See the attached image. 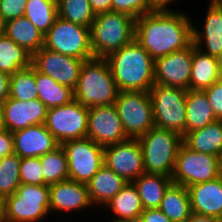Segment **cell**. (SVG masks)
Masks as SVG:
<instances>
[{"mask_svg": "<svg viewBox=\"0 0 222 222\" xmlns=\"http://www.w3.org/2000/svg\"><path fill=\"white\" fill-rule=\"evenodd\" d=\"M154 10L135 19L134 39L156 60L193 42V18L187 11Z\"/></svg>", "mask_w": 222, "mask_h": 222, "instance_id": "1", "label": "cell"}, {"mask_svg": "<svg viewBox=\"0 0 222 222\" xmlns=\"http://www.w3.org/2000/svg\"><path fill=\"white\" fill-rule=\"evenodd\" d=\"M105 59L119 91H149L155 84V60L135 39Z\"/></svg>", "mask_w": 222, "mask_h": 222, "instance_id": "2", "label": "cell"}, {"mask_svg": "<svg viewBox=\"0 0 222 222\" xmlns=\"http://www.w3.org/2000/svg\"><path fill=\"white\" fill-rule=\"evenodd\" d=\"M118 92L110 66L105 58H92L84 61L74 89L76 101L88 108L113 105Z\"/></svg>", "mask_w": 222, "mask_h": 222, "instance_id": "3", "label": "cell"}, {"mask_svg": "<svg viewBox=\"0 0 222 222\" xmlns=\"http://www.w3.org/2000/svg\"><path fill=\"white\" fill-rule=\"evenodd\" d=\"M90 36L94 58H106L134 39L135 18L114 11L96 14Z\"/></svg>", "mask_w": 222, "mask_h": 222, "instance_id": "4", "label": "cell"}, {"mask_svg": "<svg viewBox=\"0 0 222 222\" xmlns=\"http://www.w3.org/2000/svg\"><path fill=\"white\" fill-rule=\"evenodd\" d=\"M137 139L142 147L145 173L171 177L183 136L172 130L153 127Z\"/></svg>", "mask_w": 222, "mask_h": 222, "instance_id": "5", "label": "cell"}, {"mask_svg": "<svg viewBox=\"0 0 222 222\" xmlns=\"http://www.w3.org/2000/svg\"><path fill=\"white\" fill-rule=\"evenodd\" d=\"M155 127L186 134L187 90L154 84L149 90Z\"/></svg>", "mask_w": 222, "mask_h": 222, "instance_id": "6", "label": "cell"}, {"mask_svg": "<svg viewBox=\"0 0 222 222\" xmlns=\"http://www.w3.org/2000/svg\"><path fill=\"white\" fill-rule=\"evenodd\" d=\"M48 217L49 185L20 184L13 195L6 196L3 222H43Z\"/></svg>", "mask_w": 222, "mask_h": 222, "instance_id": "7", "label": "cell"}, {"mask_svg": "<svg viewBox=\"0 0 222 222\" xmlns=\"http://www.w3.org/2000/svg\"><path fill=\"white\" fill-rule=\"evenodd\" d=\"M43 47L85 61L94 58L90 28L74 24L59 16L44 35Z\"/></svg>", "mask_w": 222, "mask_h": 222, "instance_id": "8", "label": "cell"}, {"mask_svg": "<svg viewBox=\"0 0 222 222\" xmlns=\"http://www.w3.org/2000/svg\"><path fill=\"white\" fill-rule=\"evenodd\" d=\"M114 105L129 138H138L155 127L149 91H119Z\"/></svg>", "mask_w": 222, "mask_h": 222, "instance_id": "9", "label": "cell"}, {"mask_svg": "<svg viewBox=\"0 0 222 222\" xmlns=\"http://www.w3.org/2000/svg\"><path fill=\"white\" fill-rule=\"evenodd\" d=\"M61 146L67 157L69 180L87 184L104 165V147L88 137L69 140Z\"/></svg>", "mask_w": 222, "mask_h": 222, "instance_id": "10", "label": "cell"}, {"mask_svg": "<svg viewBox=\"0 0 222 222\" xmlns=\"http://www.w3.org/2000/svg\"><path fill=\"white\" fill-rule=\"evenodd\" d=\"M88 107L73 99L63 106L47 109L45 126L62 143L87 137Z\"/></svg>", "mask_w": 222, "mask_h": 222, "instance_id": "11", "label": "cell"}, {"mask_svg": "<svg viewBox=\"0 0 222 222\" xmlns=\"http://www.w3.org/2000/svg\"><path fill=\"white\" fill-rule=\"evenodd\" d=\"M218 177L217 156L194 151L182 143L171 176L173 183L187 188L197 183L212 181Z\"/></svg>", "mask_w": 222, "mask_h": 222, "instance_id": "12", "label": "cell"}, {"mask_svg": "<svg viewBox=\"0 0 222 222\" xmlns=\"http://www.w3.org/2000/svg\"><path fill=\"white\" fill-rule=\"evenodd\" d=\"M104 165L127 182H133L145 173L142 147L137 138H129L104 147Z\"/></svg>", "mask_w": 222, "mask_h": 222, "instance_id": "13", "label": "cell"}, {"mask_svg": "<svg viewBox=\"0 0 222 222\" xmlns=\"http://www.w3.org/2000/svg\"><path fill=\"white\" fill-rule=\"evenodd\" d=\"M85 60L60 54L42 47L32 55V66L57 83L75 89Z\"/></svg>", "mask_w": 222, "mask_h": 222, "instance_id": "14", "label": "cell"}, {"mask_svg": "<svg viewBox=\"0 0 222 222\" xmlns=\"http://www.w3.org/2000/svg\"><path fill=\"white\" fill-rule=\"evenodd\" d=\"M87 137L102 147L129 139L114 104L89 107Z\"/></svg>", "mask_w": 222, "mask_h": 222, "instance_id": "15", "label": "cell"}, {"mask_svg": "<svg viewBox=\"0 0 222 222\" xmlns=\"http://www.w3.org/2000/svg\"><path fill=\"white\" fill-rule=\"evenodd\" d=\"M92 205L87 184L79 183L77 181L65 180L62 182L49 185V214L57 216L58 213L62 219L64 215L73 213L77 215L78 212L92 210ZM84 210V211H83ZM71 212V213H70ZM76 212V213H75ZM56 214V215H55Z\"/></svg>", "mask_w": 222, "mask_h": 222, "instance_id": "16", "label": "cell"}, {"mask_svg": "<svg viewBox=\"0 0 222 222\" xmlns=\"http://www.w3.org/2000/svg\"><path fill=\"white\" fill-rule=\"evenodd\" d=\"M193 58V42L182 50L155 60V84L189 90Z\"/></svg>", "mask_w": 222, "mask_h": 222, "instance_id": "17", "label": "cell"}, {"mask_svg": "<svg viewBox=\"0 0 222 222\" xmlns=\"http://www.w3.org/2000/svg\"><path fill=\"white\" fill-rule=\"evenodd\" d=\"M207 3L202 26L193 23V44L200 51L217 57L222 53V7L215 0Z\"/></svg>", "mask_w": 222, "mask_h": 222, "instance_id": "18", "label": "cell"}, {"mask_svg": "<svg viewBox=\"0 0 222 222\" xmlns=\"http://www.w3.org/2000/svg\"><path fill=\"white\" fill-rule=\"evenodd\" d=\"M2 105L4 128L12 133L28 126L45 123L47 107L38 98L18 101L9 97Z\"/></svg>", "mask_w": 222, "mask_h": 222, "instance_id": "19", "label": "cell"}, {"mask_svg": "<svg viewBox=\"0 0 222 222\" xmlns=\"http://www.w3.org/2000/svg\"><path fill=\"white\" fill-rule=\"evenodd\" d=\"M12 135L14 153L20 158L40 157L60 146L45 124L28 126L13 132Z\"/></svg>", "mask_w": 222, "mask_h": 222, "instance_id": "20", "label": "cell"}, {"mask_svg": "<svg viewBox=\"0 0 222 222\" xmlns=\"http://www.w3.org/2000/svg\"><path fill=\"white\" fill-rule=\"evenodd\" d=\"M193 213L220 219L222 214V177L187 187Z\"/></svg>", "mask_w": 222, "mask_h": 222, "instance_id": "21", "label": "cell"}, {"mask_svg": "<svg viewBox=\"0 0 222 222\" xmlns=\"http://www.w3.org/2000/svg\"><path fill=\"white\" fill-rule=\"evenodd\" d=\"M128 182L103 165L87 183L88 195L95 209L103 208Z\"/></svg>", "mask_w": 222, "mask_h": 222, "instance_id": "22", "label": "cell"}, {"mask_svg": "<svg viewBox=\"0 0 222 222\" xmlns=\"http://www.w3.org/2000/svg\"><path fill=\"white\" fill-rule=\"evenodd\" d=\"M101 210L111 213L107 221H123L140 217L144 209L136 186L128 182Z\"/></svg>", "mask_w": 222, "mask_h": 222, "instance_id": "23", "label": "cell"}, {"mask_svg": "<svg viewBox=\"0 0 222 222\" xmlns=\"http://www.w3.org/2000/svg\"><path fill=\"white\" fill-rule=\"evenodd\" d=\"M185 103L186 133L204 128L217 120L203 90H187Z\"/></svg>", "mask_w": 222, "mask_h": 222, "instance_id": "24", "label": "cell"}, {"mask_svg": "<svg viewBox=\"0 0 222 222\" xmlns=\"http://www.w3.org/2000/svg\"><path fill=\"white\" fill-rule=\"evenodd\" d=\"M221 78L216 57L200 51L193 44L189 90H205Z\"/></svg>", "mask_w": 222, "mask_h": 222, "instance_id": "25", "label": "cell"}, {"mask_svg": "<svg viewBox=\"0 0 222 222\" xmlns=\"http://www.w3.org/2000/svg\"><path fill=\"white\" fill-rule=\"evenodd\" d=\"M183 143L194 151L218 157L222 150V123L217 119L204 128L187 132Z\"/></svg>", "mask_w": 222, "mask_h": 222, "instance_id": "26", "label": "cell"}, {"mask_svg": "<svg viewBox=\"0 0 222 222\" xmlns=\"http://www.w3.org/2000/svg\"><path fill=\"white\" fill-rule=\"evenodd\" d=\"M4 34L32 55L44 46V35L25 16L5 22Z\"/></svg>", "mask_w": 222, "mask_h": 222, "instance_id": "27", "label": "cell"}, {"mask_svg": "<svg viewBox=\"0 0 222 222\" xmlns=\"http://www.w3.org/2000/svg\"><path fill=\"white\" fill-rule=\"evenodd\" d=\"M159 209L172 222H186L192 214L187 188L172 182L164 193Z\"/></svg>", "mask_w": 222, "mask_h": 222, "instance_id": "28", "label": "cell"}, {"mask_svg": "<svg viewBox=\"0 0 222 222\" xmlns=\"http://www.w3.org/2000/svg\"><path fill=\"white\" fill-rule=\"evenodd\" d=\"M143 209L159 208L164 193L172 183L171 177L143 173L133 181Z\"/></svg>", "mask_w": 222, "mask_h": 222, "instance_id": "29", "label": "cell"}, {"mask_svg": "<svg viewBox=\"0 0 222 222\" xmlns=\"http://www.w3.org/2000/svg\"><path fill=\"white\" fill-rule=\"evenodd\" d=\"M35 82L38 87V99L47 109L63 106L74 99V90L57 83L50 76L35 69Z\"/></svg>", "mask_w": 222, "mask_h": 222, "instance_id": "30", "label": "cell"}, {"mask_svg": "<svg viewBox=\"0 0 222 222\" xmlns=\"http://www.w3.org/2000/svg\"><path fill=\"white\" fill-rule=\"evenodd\" d=\"M32 65V54L5 34L0 35V71L13 75Z\"/></svg>", "mask_w": 222, "mask_h": 222, "instance_id": "31", "label": "cell"}, {"mask_svg": "<svg viewBox=\"0 0 222 222\" xmlns=\"http://www.w3.org/2000/svg\"><path fill=\"white\" fill-rule=\"evenodd\" d=\"M24 16L45 35L58 17L57 0H27Z\"/></svg>", "mask_w": 222, "mask_h": 222, "instance_id": "32", "label": "cell"}, {"mask_svg": "<svg viewBox=\"0 0 222 222\" xmlns=\"http://www.w3.org/2000/svg\"><path fill=\"white\" fill-rule=\"evenodd\" d=\"M44 185L68 180V163L64 149L60 145L54 151L40 156Z\"/></svg>", "mask_w": 222, "mask_h": 222, "instance_id": "33", "label": "cell"}, {"mask_svg": "<svg viewBox=\"0 0 222 222\" xmlns=\"http://www.w3.org/2000/svg\"><path fill=\"white\" fill-rule=\"evenodd\" d=\"M9 97L18 101H28L38 98V87L35 82V68L20 69L9 77Z\"/></svg>", "mask_w": 222, "mask_h": 222, "instance_id": "34", "label": "cell"}, {"mask_svg": "<svg viewBox=\"0 0 222 222\" xmlns=\"http://www.w3.org/2000/svg\"><path fill=\"white\" fill-rule=\"evenodd\" d=\"M57 7L60 18L91 28L96 14L89 0H57Z\"/></svg>", "mask_w": 222, "mask_h": 222, "instance_id": "35", "label": "cell"}, {"mask_svg": "<svg viewBox=\"0 0 222 222\" xmlns=\"http://www.w3.org/2000/svg\"><path fill=\"white\" fill-rule=\"evenodd\" d=\"M20 163L15 153L0 158V193L5 196L13 195L21 184Z\"/></svg>", "mask_w": 222, "mask_h": 222, "instance_id": "36", "label": "cell"}, {"mask_svg": "<svg viewBox=\"0 0 222 222\" xmlns=\"http://www.w3.org/2000/svg\"><path fill=\"white\" fill-rule=\"evenodd\" d=\"M20 180L21 184L44 185L40 157L21 158Z\"/></svg>", "mask_w": 222, "mask_h": 222, "instance_id": "37", "label": "cell"}, {"mask_svg": "<svg viewBox=\"0 0 222 222\" xmlns=\"http://www.w3.org/2000/svg\"><path fill=\"white\" fill-rule=\"evenodd\" d=\"M154 10L157 9L151 0H112V11L128 14L135 19Z\"/></svg>", "mask_w": 222, "mask_h": 222, "instance_id": "38", "label": "cell"}, {"mask_svg": "<svg viewBox=\"0 0 222 222\" xmlns=\"http://www.w3.org/2000/svg\"><path fill=\"white\" fill-rule=\"evenodd\" d=\"M27 0H0V17L5 22L24 16Z\"/></svg>", "mask_w": 222, "mask_h": 222, "instance_id": "39", "label": "cell"}, {"mask_svg": "<svg viewBox=\"0 0 222 222\" xmlns=\"http://www.w3.org/2000/svg\"><path fill=\"white\" fill-rule=\"evenodd\" d=\"M217 119L222 116V78L203 90Z\"/></svg>", "mask_w": 222, "mask_h": 222, "instance_id": "40", "label": "cell"}, {"mask_svg": "<svg viewBox=\"0 0 222 222\" xmlns=\"http://www.w3.org/2000/svg\"><path fill=\"white\" fill-rule=\"evenodd\" d=\"M14 153L13 135L7 129H0V158Z\"/></svg>", "mask_w": 222, "mask_h": 222, "instance_id": "41", "label": "cell"}, {"mask_svg": "<svg viewBox=\"0 0 222 222\" xmlns=\"http://www.w3.org/2000/svg\"><path fill=\"white\" fill-rule=\"evenodd\" d=\"M140 218L143 222H172L159 208L144 209Z\"/></svg>", "mask_w": 222, "mask_h": 222, "instance_id": "42", "label": "cell"}, {"mask_svg": "<svg viewBox=\"0 0 222 222\" xmlns=\"http://www.w3.org/2000/svg\"><path fill=\"white\" fill-rule=\"evenodd\" d=\"M95 14L112 11V0H89Z\"/></svg>", "mask_w": 222, "mask_h": 222, "instance_id": "43", "label": "cell"}, {"mask_svg": "<svg viewBox=\"0 0 222 222\" xmlns=\"http://www.w3.org/2000/svg\"><path fill=\"white\" fill-rule=\"evenodd\" d=\"M9 75L0 71V104H3L9 98Z\"/></svg>", "mask_w": 222, "mask_h": 222, "instance_id": "44", "label": "cell"}, {"mask_svg": "<svg viewBox=\"0 0 222 222\" xmlns=\"http://www.w3.org/2000/svg\"><path fill=\"white\" fill-rule=\"evenodd\" d=\"M186 222H220V220L212 216L200 215L192 212Z\"/></svg>", "mask_w": 222, "mask_h": 222, "instance_id": "45", "label": "cell"}, {"mask_svg": "<svg viewBox=\"0 0 222 222\" xmlns=\"http://www.w3.org/2000/svg\"><path fill=\"white\" fill-rule=\"evenodd\" d=\"M177 1L179 0H151V3L157 10H170L174 9L171 7L172 3L175 4Z\"/></svg>", "mask_w": 222, "mask_h": 222, "instance_id": "46", "label": "cell"}, {"mask_svg": "<svg viewBox=\"0 0 222 222\" xmlns=\"http://www.w3.org/2000/svg\"><path fill=\"white\" fill-rule=\"evenodd\" d=\"M6 212V196L0 193V222L4 221Z\"/></svg>", "mask_w": 222, "mask_h": 222, "instance_id": "47", "label": "cell"}, {"mask_svg": "<svg viewBox=\"0 0 222 222\" xmlns=\"http://www.w3.org/2000/svg\"><path fill=\"white\" fill-rule=\"evenodd\" d=\"M218 173L219 177H222V150L218 154Z\"/></svg>", "mask_w": 222, "mask_h": 222, "instance_id": "48", "label": "cell"}, {"mask_svg": "<svg viewBox=\"0 0 222 222\" xmlns=\"http://www.w3.org/2000/svg\"><path fill=\"white\" fill-rule=\"evenodd\" d=\"M0 129H4V109L2 104H0Z\"/></svg>", "mask_w": 222, "mask_h": 222, "instance_id": "49", "label": "cell"}, {"mask_svg": "<svg viewBox=\"0 0 222 222\" xmlns=\"http://www.w3.org/2000/svg\"><path fill=\"white\" fill-rule=\"evenodd\" d=\"M217 64H218V69H219V72H220V75L222 77V53L219 54L217 57Z\"/></svg>", "mask_w": 222, "mask_h": 222, "instance_id": "50", "label": "cell"}, {"mask_svg": "<svg viewBox=\"0 0 222 222\" xmlns=\"http://www.w3.org/2000/svg\"><path fill=\"white\" fill-rule=\"evenodd\" d=\"M108 222H143V221L140 217H138V218L127 219L123 221H108Z\"/></svg>", "mask_w": 222, "mask_h": 222, "instance_id": "51", "label": "cell"}, {"mask_svg": "<svg viewBox=\"0 0 222 222\" xmlns=\"http://www.w3.org/2000/svg\"><path fill=\"white\" fill-rule=\"evenodd\" d=\"M4 34V21L0 17V35Z\"/></svg>", "mask_w": 222, "mask_h": 222, "instance_id": "52", "label": "cell"}, {"mask_svg": "<svg viewBox=\"0 0 222 222\" xmlns=\"http://www.w3.org/2000/svg\"><path fill=\"white\" fill-rule=\"evenodd\" d=\"M222 7V0H215Z\"/></svg>", "mask_w": 222, "mask_h": 222, "instance_id": "53", "label": "cell"}, {"mask_svg": "<svg viewBox=\"0 0 222 222\" xmlns=\"http://www.w3.org/2000/svg\"><path fill=\"white\" fill-rule=\"evenodd\" d=\"M218 120L222 123V116Z\"/></svg>", "mask_w": 222, "mask_h": 222, "instance_id": "54", "label": "cell"}]
</instances>
